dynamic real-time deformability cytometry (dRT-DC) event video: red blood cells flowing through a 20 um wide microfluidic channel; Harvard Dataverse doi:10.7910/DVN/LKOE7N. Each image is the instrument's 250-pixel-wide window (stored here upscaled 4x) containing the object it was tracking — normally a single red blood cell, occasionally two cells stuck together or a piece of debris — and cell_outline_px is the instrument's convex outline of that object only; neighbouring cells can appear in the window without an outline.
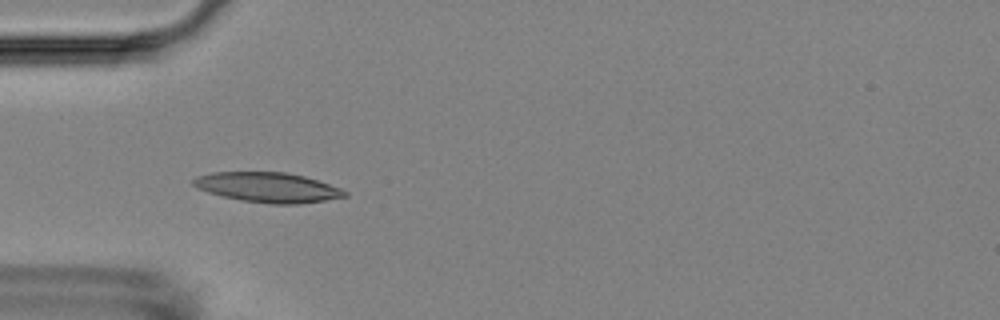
{"species": "Egyptian fruit bat (a non-hibernating species)", "species_latin": "Rousettus aegyptiacus", "temperature_condition": "room temperature", "stored_images_in_passage": 6, "camera_frame_rate_fps": 3000, "um_per_image_px": 0.085, "animal": {"sex": "female"}, "frame": {"image": 1, "passage_image": 5, "time_ms": 4.333, "image_size_px": [1000, 320], "cell_outline_px": [[348, 196], [324, 200], [296, 204], [268, 204], [240, 200], [208, 192], [196, 188], [192, 184], [192, 180], [196, 176], [212, 172], [284, 172], [304, 176], [340, 188], [348, 192]], "centroid_in_image_um": [22.73, 15.92], "position_along_channel_um": 62.3, "area_um2": 26.3}}